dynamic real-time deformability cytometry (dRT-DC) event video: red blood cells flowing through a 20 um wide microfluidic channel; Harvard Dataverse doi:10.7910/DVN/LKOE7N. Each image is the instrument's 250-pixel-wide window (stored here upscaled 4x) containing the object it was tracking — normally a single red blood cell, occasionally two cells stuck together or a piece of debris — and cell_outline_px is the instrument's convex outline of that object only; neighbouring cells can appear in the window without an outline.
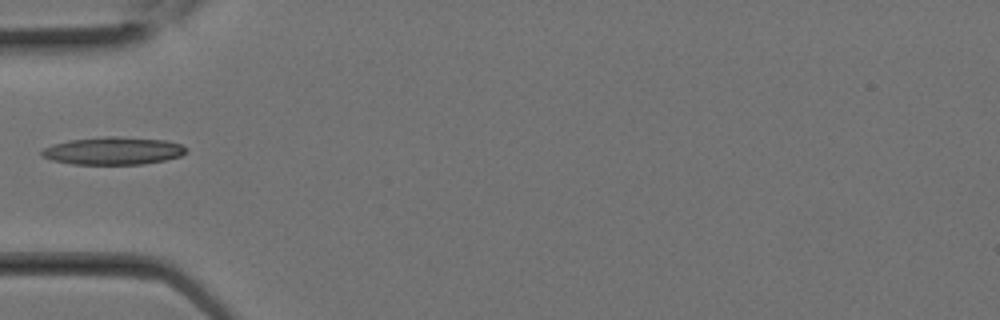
{"species": "Egyptian fruit bat (a non-hibernating species)", "species_latin": "Rousettus aegyptiacus", "temperature_condition": "room temperature", "stored_images_in_passage": 1, "camera_frame_rate_fps": 3000, "um_per_image_px": 0.085, "animal": {"sex": "female"}, "frame": {"image": 1, "passage_image": 1, "time_ms": 0.0, "image_size_px": [1000, 320], "cell_outline_px": [[188, 152], [180, 156], [164, 160], [140, 164], [72, 164], [52, 160], [40, 156], [40, 152], [44, 148], [52, 144], [68, 140], [104, 136], [116, 136], [164, 140], [180, 144], [188, 148]], "centroid_in_image_um": [9.59, 12.81], "position_along_channel_um": 75.4, "area_um2": 23.35}}